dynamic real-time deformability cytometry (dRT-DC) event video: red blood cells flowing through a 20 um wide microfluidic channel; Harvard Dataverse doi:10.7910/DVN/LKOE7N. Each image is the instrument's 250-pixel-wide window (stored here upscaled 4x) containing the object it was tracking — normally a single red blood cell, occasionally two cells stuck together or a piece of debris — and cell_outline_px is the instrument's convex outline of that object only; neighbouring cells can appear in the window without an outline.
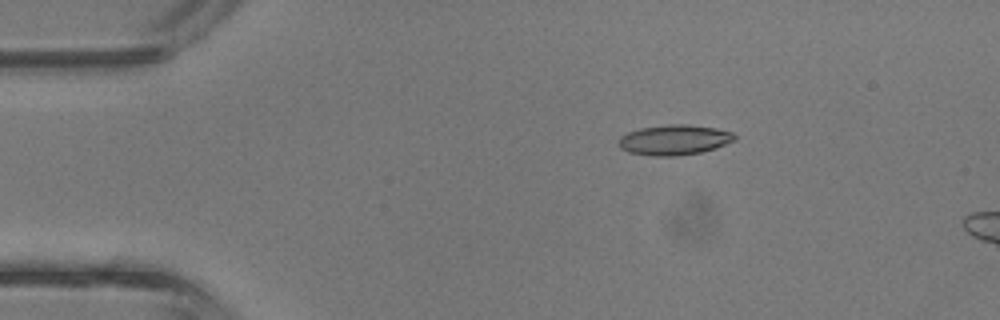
{"species": "common noctule bat (a hibernating species)", "species_latin": "Nyctalus noctula", "temperature_condition": "room temperature", "stored_images_in_passage": 3, "camera_frame_rate_fps": 3000, "um_per_image_px": 0.085, "animal": {"sex": "male", "body_mass_g": 13.3}, "frame": {"image": 1, "passage_image": 2, "time_ms": 0.333, "image_size_px": [1000, 320], "cell_outline_px": [[736, 140], [716, 148], [700, 152], [676, 156], [652, 156], [628, 152], [620, 148], [616, 144], [616, 140], [620, 136], [628, 132], [640, 128], [668, 124], [688, 124], [716, 128], [732, 132], [736, 136]], "centroid_in_image_um": [57.28, 11.89], "position_along_channel_um": 27.7, "area_um2": 20.69}}